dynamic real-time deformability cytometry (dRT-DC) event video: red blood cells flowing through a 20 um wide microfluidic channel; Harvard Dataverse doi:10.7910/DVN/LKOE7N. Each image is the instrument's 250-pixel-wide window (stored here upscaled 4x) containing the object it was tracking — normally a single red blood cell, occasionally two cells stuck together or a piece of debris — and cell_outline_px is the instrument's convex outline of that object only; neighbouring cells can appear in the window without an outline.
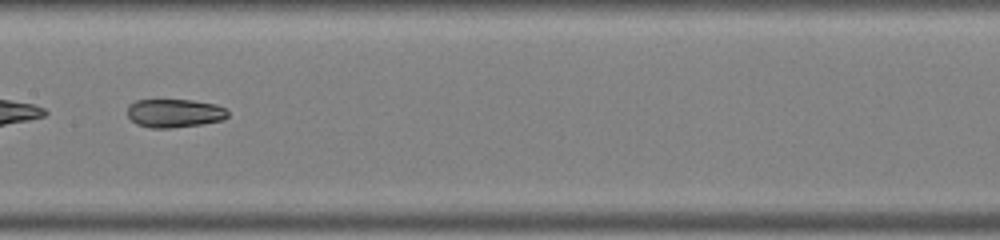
{"species": "common noctule bat (a hibernating species)", "species_latin": "Nyctalus noctula", "temperature_condition": "warm", "stored_images_in_passage": 42, "camera_frame_rate_fps": 3000, "um_per_image_px": 0.085, "animal": {"sex": "male", "body_mass_g": 19.0, "forearm_length_mm": 50.8}, "frame": {"image": 1, "passage_image": 24, "time_ms": 7.667, "image_size_px": [1000, 240], "cell_outline_px": [[228, 116], [224, 120], [200, 124], [168, 128], [152, 128], [136, 124], [128, 116], [128, 104], [136, 100], [192, 100], [216, 104], [224, 108], [228, 112]], "centroid_in_image_um": [14.83, 9.61], "position_along_channel_um": 192.6, "area_um2": 16.65}}